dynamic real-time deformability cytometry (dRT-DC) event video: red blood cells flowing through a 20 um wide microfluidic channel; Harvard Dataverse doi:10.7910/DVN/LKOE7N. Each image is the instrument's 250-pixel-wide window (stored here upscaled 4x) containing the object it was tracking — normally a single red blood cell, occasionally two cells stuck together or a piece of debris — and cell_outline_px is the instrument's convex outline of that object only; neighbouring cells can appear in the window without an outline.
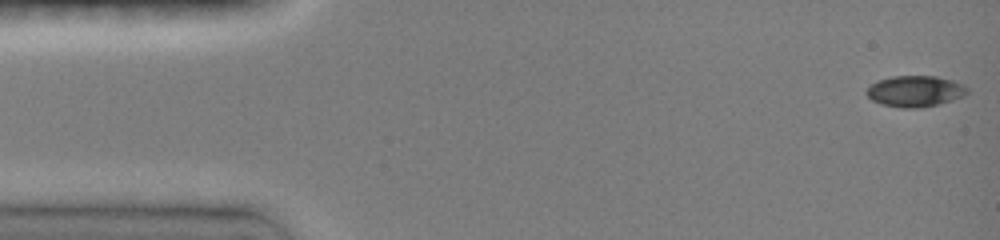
{"species": "common noctule bat (a hibernating species)", "species_latin": "Nyctalus noctula", "temperature_condition": "room temperature", "stored_images_in_passage": 41, "camera_frame_rate_fps": 3000, "um_per_image_px": 0.085, "animal": {"sex": "female", "body_mass_g": 19.0, "forearm_length_mm": 51.5}, "frame": {"image": 1, "passage_image": 1, "time_ms": 0.0, "image_size_px": [1000, 240], "cell_outline_px": [[968, 92], [964, 96], [952, 100], [920, 108], [900, 108], [880, 104], [872, 100], [864, 92], [872, 84], [880, 80], [892, 76], [936, 76], [952, 80], [964, 84], [968, 88]], "centroid_in_image_um": [77.79, 7.76], "position_along_channel_um": 7.2, "area_um2": 18.26}}
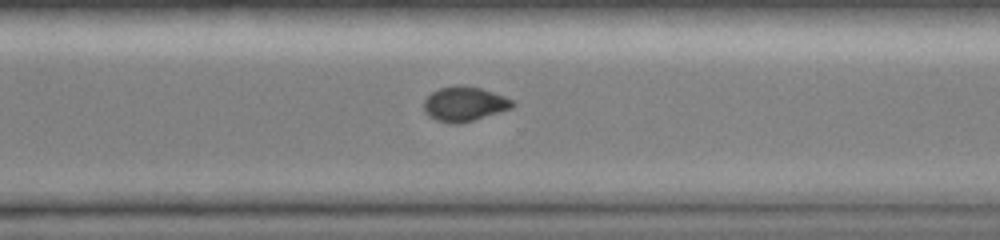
{"frame": {"image": 2, "passage_image": 30, "time_ms": 11.0, "image_size_px": [1000, 240], "cell_outline_px": [[516, 104], [512, 108], [500, 112], [460, 124], [452, 124], [436, 120], [428, 116], [424, 112], [424, 100], [432, 92], [440, 88], [456, 84], [464, 84], [480, 88], [516, 100]], "centroid_in_image_um": [39.48, 8.83], "position_along_channel_um": 331.1, "area_um2": 18.15}}
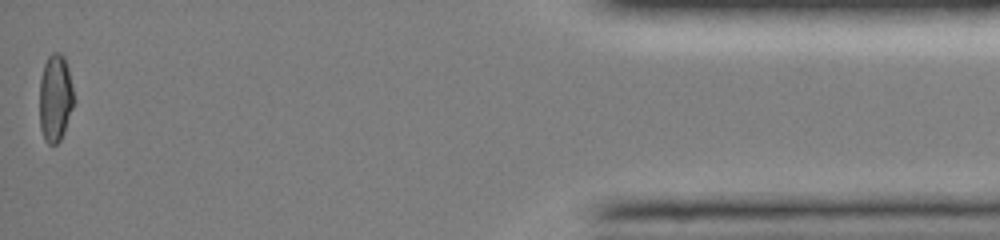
{"frame": {"image": 3, "passage_image": 41, "time_ms": 15.333, "image_size_px": [1000, 240], "cell_outline_px": [[72, 108], [64, 132], [60, 140], [56, 144], [48, 144], [44, 140], [40, 128], [40, 76], [44, 64], [48, 56], [52, 52], [60, 52], [64, 56], [68, 68], [72, 88]], "centroid_in_image_um": [4.67, 8.32], "position_along_channel_um": 430.5, "area_um2": 17.34}, "authors_computed_cell_mechanics": {"area_um2": 18.1492, "velocity_mm_per_s": 4.0338, "shape_relaxation_time_tau1_ms": null, "shape_relaxation_time_tau2_ms": 1.7767, "deformation_change_tau1": null, "deformation_change_tau2": 0.0388}}